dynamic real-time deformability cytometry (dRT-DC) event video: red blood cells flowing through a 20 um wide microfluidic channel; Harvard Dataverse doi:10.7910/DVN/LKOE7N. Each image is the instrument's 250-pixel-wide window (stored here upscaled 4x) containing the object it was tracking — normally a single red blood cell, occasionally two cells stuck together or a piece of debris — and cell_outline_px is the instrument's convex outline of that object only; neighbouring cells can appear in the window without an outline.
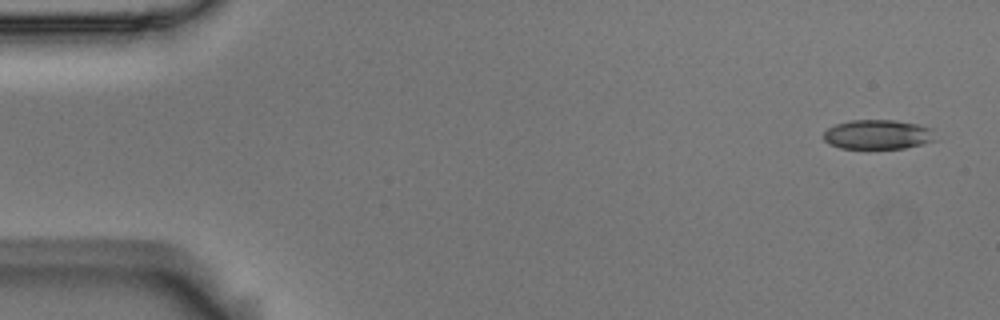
{"species": "Egyptian fruit bat (a non-hibernating species)", "species_latin": "Rousettus aegyptiacus", "temperature_condition": "room temperature", "stored_images_in_passage": 4, "camera_frame_rate_fps": 3000, "um_per_image_px": 0.085, "animal": {"sex": "male"}, "frame": {"image": 1, "passage_image": 1, "time_ms": 0.0, "image_size_px": [1000, 320], "cell_outline_px": [[936, 140], [904, 148], [840, 148], [828, 144], [824, 140], [824, 132], [828, 128], [836, 124], [852, 120], [896, 120], [920, 124], [932, 128]], "centroid_in_image_um": [74.62, 11.42], "position_along_channel_um": 10.4, "area_um2": 19.25}}
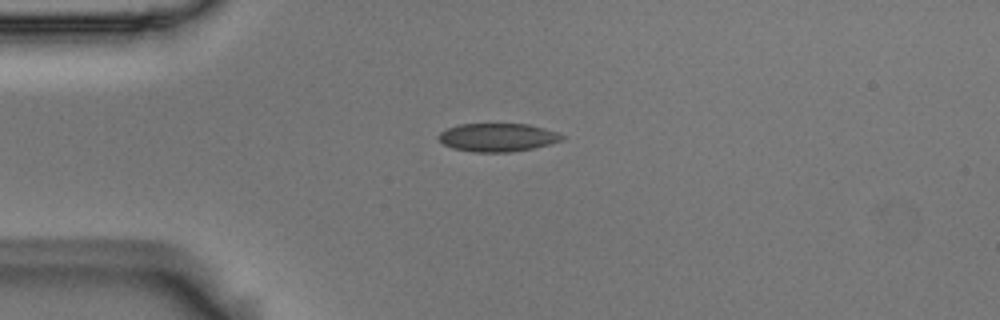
{"frame": {"image": 2, "passage_image": 4, "time_ms": 1.0, "image_size_px": [1000, 320], "cell_outline_px": [[564, 140], [532, 148], [512, 152], [472, 152], [452, 148], [444, 144], [436, 136], [440, 132], [448, 128], [460, 124], [528, 124], [560, 132], [564, 136]], "centroid_in_image_um": [42.31, 11.68], "position_along_channel_um": 42.7, "area_um2": 20.4}}